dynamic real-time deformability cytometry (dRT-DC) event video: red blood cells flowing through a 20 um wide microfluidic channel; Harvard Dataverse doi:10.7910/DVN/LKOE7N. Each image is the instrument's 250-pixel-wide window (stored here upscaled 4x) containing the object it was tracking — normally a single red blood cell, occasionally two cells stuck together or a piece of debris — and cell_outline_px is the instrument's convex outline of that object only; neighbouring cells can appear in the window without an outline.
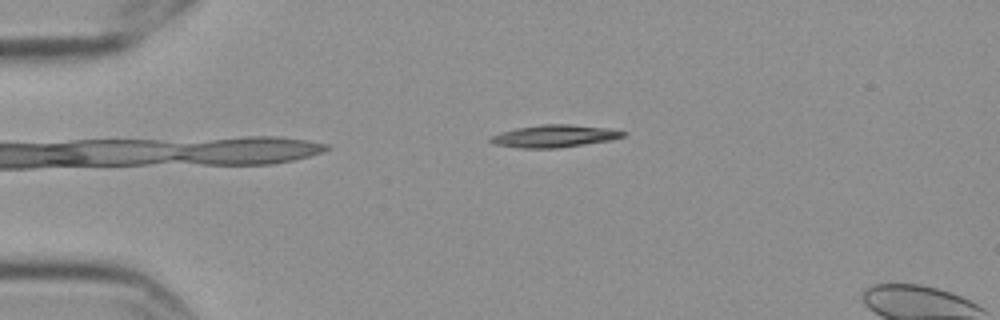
{"species": "Egyptian fruit bat (a non-hibernating species)", "species_latin": "Rousettus aegyptiacus", "temperature_condition": "cold", "stored_images_in_passage": 2, "camera_frame_rate_fps": 3000, "um_per_image_px": 0.085, "frame": {"image": 1, "passage_image": 2, "time_ms": 0.333, "image_size_px": [1000, 320], "cell_outline_px": [[628, 132], [624, 136], [612, 140], [556, 148], [520, 148], [496, 144], [488, 140], [492, 136], [500, 132], [516, 128], [540, 124], [568, 124], [608, 128]], "centroid_in_image_um": [47.14, 11.56], "position_along_channel_um": 37.9, "area_um2": 17.22}}